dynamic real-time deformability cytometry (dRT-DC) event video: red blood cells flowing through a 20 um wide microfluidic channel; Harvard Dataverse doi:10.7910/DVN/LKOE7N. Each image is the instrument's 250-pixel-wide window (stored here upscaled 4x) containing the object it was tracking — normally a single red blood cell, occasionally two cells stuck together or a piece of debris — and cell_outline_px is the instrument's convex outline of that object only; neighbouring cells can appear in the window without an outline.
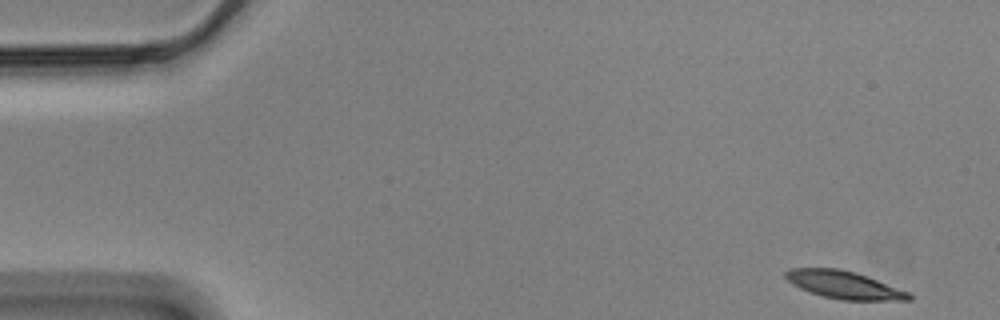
{"species": "Egyptian fruit bat (a non-hibernating species)", "species_latin": "Rousettus aegyptiacus", "temperature_condition": "cold", "stored_images_in_passage": 46, "camera_frame_rate_fps": 3000, "um_per_image_px": 0.085, "animal": {"sex": "male"}, "frame": {"image": 1, "passage_image": 1, "time_ms": 0.0, "image_size_px": [1000, 320], "cell_outline_px": [[912, 300], [840, 300], [824, 296], [800, 288], [792, 284], [784, 276], [784, 272], [792, 268], [836, 268], [856, 272], [868, 276], [908, 292], [912, 296]], "centroid_in_image_um": [71.74, 24.21], "position_along_channel_um": 13.3, "area_um2": 19.71}}
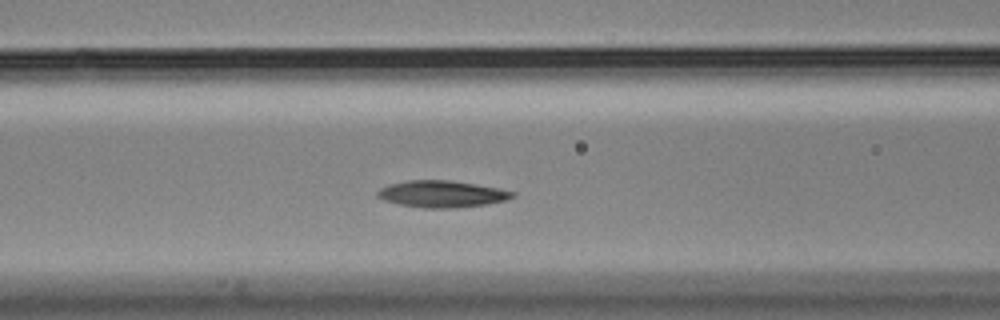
{"frame": {"image": 2, "passage_image": 21, "time_ms": 6.667, "image_size_px": [1000, 320], "cell_outline_px": [[516, 196], [508, 200], [488, 204], [456, 208], [424, 208], [400, 204], [384, 200], [376, 196], [376, 192], [380, 188], [388, 184], [408, 180], [448, 180], [496, 188], [516, 192]], "centroid_in_image_um": [37.55, 16.49], "position_along_channel_um": 129.0, "area_um2": 21.04}}
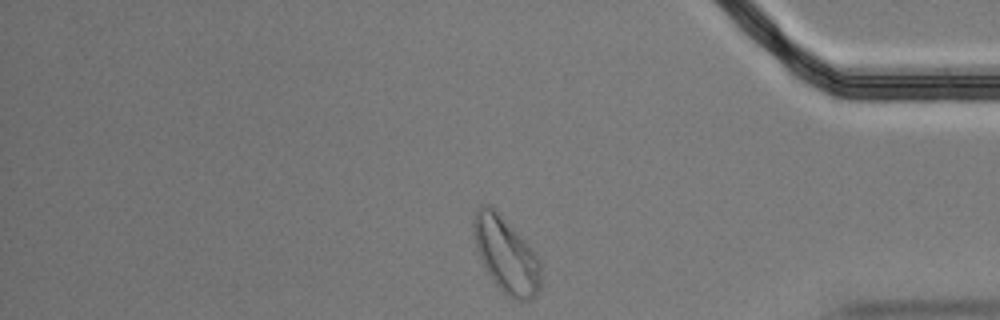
{"frame": {"image": 3, "passage_image": 46, "time_ms": 15.0, "image_size_px": [1000, 320], "cell_outline_px": [[540, 288], [536, 296], [528, 300], [512, 300], [496, 284], [488, 272], [476, 248], [472, 232], [472, 216], [476, 208], [484, 204], [492, 204], [536, 252], [540, 264]], "centroid_in_image_um": [43.0, 21.6], "position_along_channel_um": 392.2, "area_um2": 29.88}, "authors_computed_cell_mechanics": {"area_um2": 20.519, "velocity_mm_per_s": 3.4485, "shape_relaxation_time_tau1_ms": 3.0816, "shape_relaxation_time_tau2_ms": 3.707, "deformation_change_tau1": 0.123, "deformation_change_tau2": 0.089}}